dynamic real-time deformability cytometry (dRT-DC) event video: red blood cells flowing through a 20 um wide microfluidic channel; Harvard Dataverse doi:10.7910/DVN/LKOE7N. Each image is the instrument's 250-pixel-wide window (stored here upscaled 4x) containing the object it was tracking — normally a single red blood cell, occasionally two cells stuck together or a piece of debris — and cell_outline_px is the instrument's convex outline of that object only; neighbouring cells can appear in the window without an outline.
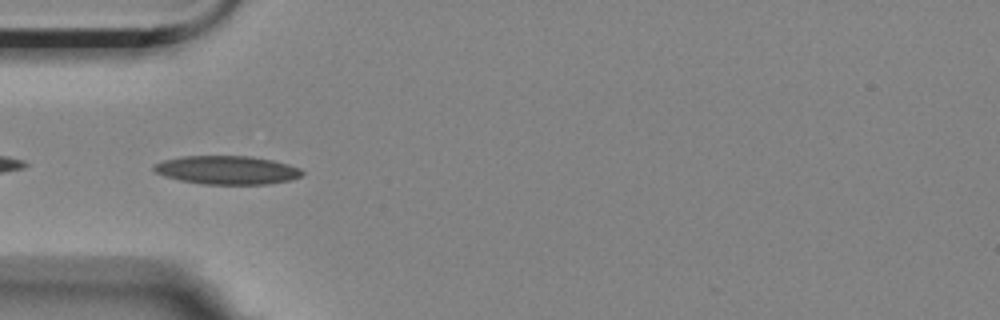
{"species": "Egyptian fruit bat (a non-hibernating species)", "species_latin": "Rousettus aegyptiacus", "temperature_condition": "room temperature", "stored_images_in_passage": 7, "camera_frame_rate_fps": 3000, "um_per_image_px": 0.085, "animal": {"sex": "female"}, "frame": {"image": 1, "passage_image": 3, "time_ms": 3.667, "image_size_px": [1000, 320], "cell_outline_px": [[304, 172], [300, 176], [288, 180], [268, 184], [204, 184], [180, 180], [164, 176], [156, 172], [152, 168], [152, 164], [164, 160], [180, 156], [252, 156], [272, 160], [288, 164], [300, 168]], "centroid_in_image_um": [19.26, 14.44], "position_along_channel_um": 65.7, "area_um2": 24.62}}
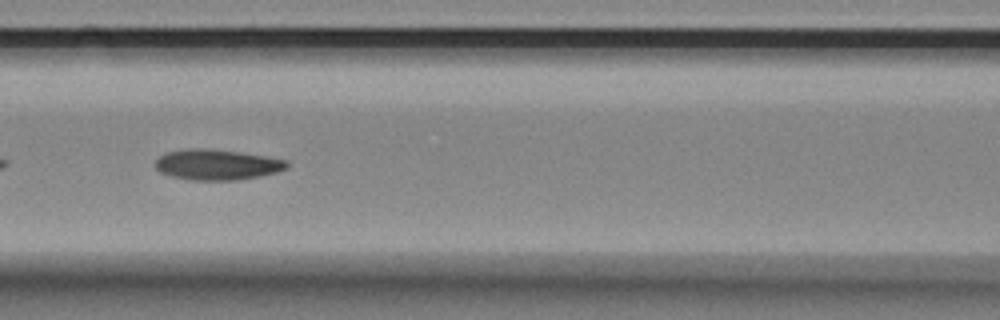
{"frame": {"image": 2, "passage_image": 5, "time_ms": 6.0, "image_size_px": [1000, 320], "cell_outline_px": [[288, 168], [276, 172], [260, 176], [236, 180], [192, 180], [172, 176], [160, 172], [156, 168], [156, 160], [160, 156], [168, 152], [188, 148], [208, 148], [264, 156], [288, 160]], "centroid_in_image_um": [18.45, 13.99], "position_along_channel_um": 148.2, "area_um2": 23.24}}
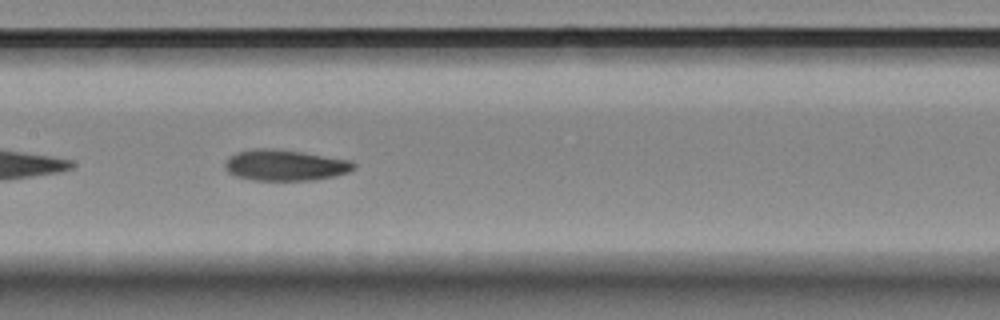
{"frame": {"image": 3, "passage_image": 6, "time_ms": 7.0, "image_size_px": [1000, 320], "cell_outline_px": [[356, 168], [348, 172], [336, 176], [312, 180], [256, 180], [236, 176], [228, 172], [224, 168], [224, 160], [236, 152], [252, 148], [272, 148], [300, 152], [352, 160], [356, 164]], "centroid_in_image_um": [24.22, 14.03], "position_along_channel_um": 183.2, "area_um2": 23.41}}